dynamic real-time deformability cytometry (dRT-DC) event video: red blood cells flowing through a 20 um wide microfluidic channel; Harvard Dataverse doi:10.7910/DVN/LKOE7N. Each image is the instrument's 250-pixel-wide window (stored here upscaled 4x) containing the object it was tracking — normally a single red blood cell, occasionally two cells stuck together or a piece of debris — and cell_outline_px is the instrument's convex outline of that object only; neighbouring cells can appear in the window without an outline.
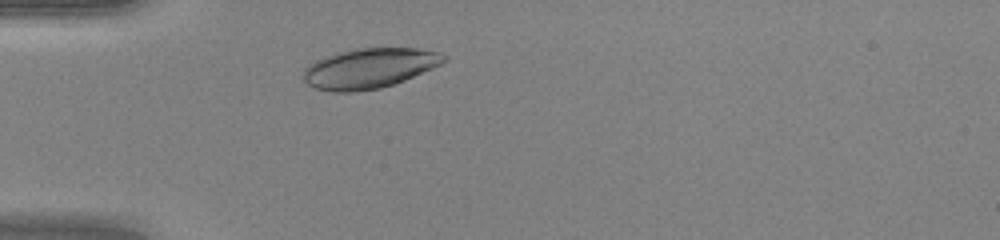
{"species": "human", "species_latin": "Homo sapiens", "temperature_condition": "warm", "stored_images_in_passage": 31, "camera_frame_rate_fps": 3000, "um_per_image_px": 0.085, "donor": {"sex": "female"}, "frame": {"image": 1, "passage_image": 4, "time_ms": 1.0, "image_size_px": [1000, 240], "cell_outline_px": [[448, 60], [432, 68], [404, 80], [380, 88], [356, 92], [332, 92], [316, 88], [308, 84], [304, 80], [304, 68], [308, 64], [324, 56], [336, 52], [356, 48], [420, 48], [440, 52], [448, 56]], "centroid_in_image_um": [31.39, 5.79], "position_along_channel_um": 53.6, "area_um2": 32.95}}
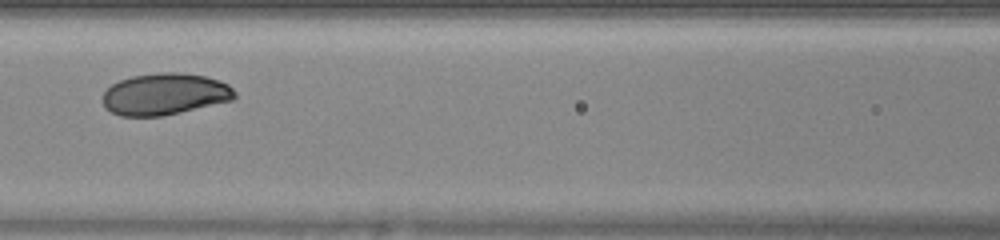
{"frame": {"image": 2, "passage_image": 12, "time_ms": 3.667, "image_size_px": [1000, 240], "cell_outline_px": [[236, 96], [232, 100], [180, 112], [160, 116], [120, 116], [104, 108], [104, 92], [112, 84], [120, 80], [132, 76], [160, 72], [180, 72], [204, 76], [220, 80], [228, 84], [236, 92]], "centroid_in_image_um": [14.01, 7.99], "position_along_channel_um": 152.6, "area_um2": 31.96}}
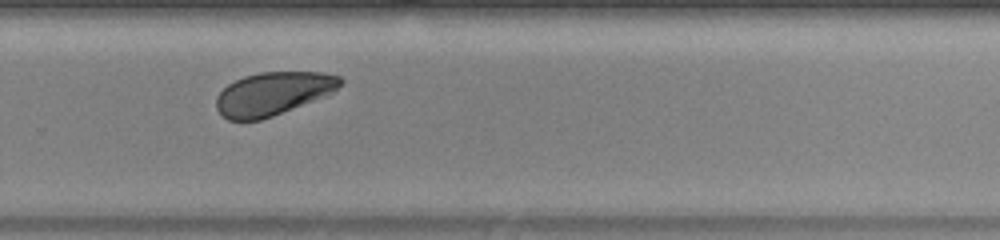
{"frame": {"image": 3, "passage_image": 23, "time_ms": 7.333, "image_size_px": [1000, 240], "cell_outline_px": [[344, 80], [332, 92], [272, 116], [260, 120], [228, 120], [216, 108], [216, 96], [228, 84], [244, 76], [260, 72], [324, 72], [340, 76]], "centroid_in_image_um": [23.17, 7.94], "position_along_channel_um": 306.6, "area_um2": 30.69}, "authors_computed_cell_mechanics": {"area_um2": 32.3102, "velocity_mm_per_s": 4.2106, "shape_relaxation_time_tau1_ms": 3.1378, "shape_relaxation_time_tau2_ms": null, "deformation_change_tau1": 0.1188, "deformation_change_tau2": null}}